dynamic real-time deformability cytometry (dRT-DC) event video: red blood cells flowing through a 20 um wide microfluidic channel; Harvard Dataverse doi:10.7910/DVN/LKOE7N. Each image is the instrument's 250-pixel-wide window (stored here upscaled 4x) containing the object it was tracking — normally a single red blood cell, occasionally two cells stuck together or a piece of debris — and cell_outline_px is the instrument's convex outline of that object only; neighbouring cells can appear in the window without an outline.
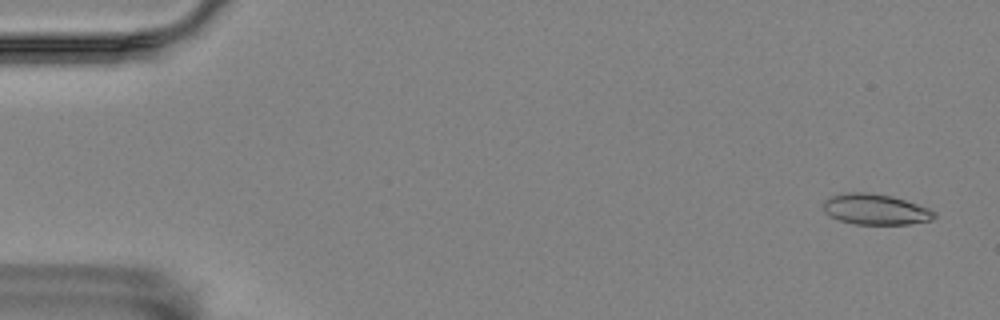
{"species": "Egyptian fruit bat (a non-hibernating species)", "species_latin": "Rousettus aegyptiacus", "temperature_condition": "room temperature", "stored_images_in_passage": 5, "camera_frame_rate_fps": 3000, "um_per_image_px": 0.085, "animal": {"sex": "female"}, "frame": {"image": 1, "passage_image": 1, "time_ms": 0.0, "image_size_px": [1000, 320], "cell_outline_px": [[936, 216], [932, 220], [908, 224], [856, 224], [840, 220], [828, 216], [824, 212], [824, 200], [832, 196], [848, 192], [868, 192], [892, 196], [928, 208], [936, 212]], "centroid_in_image_um": [74.41, 17.79], "position_along_channel_um": 10.6, "area_um2": 19.77}}